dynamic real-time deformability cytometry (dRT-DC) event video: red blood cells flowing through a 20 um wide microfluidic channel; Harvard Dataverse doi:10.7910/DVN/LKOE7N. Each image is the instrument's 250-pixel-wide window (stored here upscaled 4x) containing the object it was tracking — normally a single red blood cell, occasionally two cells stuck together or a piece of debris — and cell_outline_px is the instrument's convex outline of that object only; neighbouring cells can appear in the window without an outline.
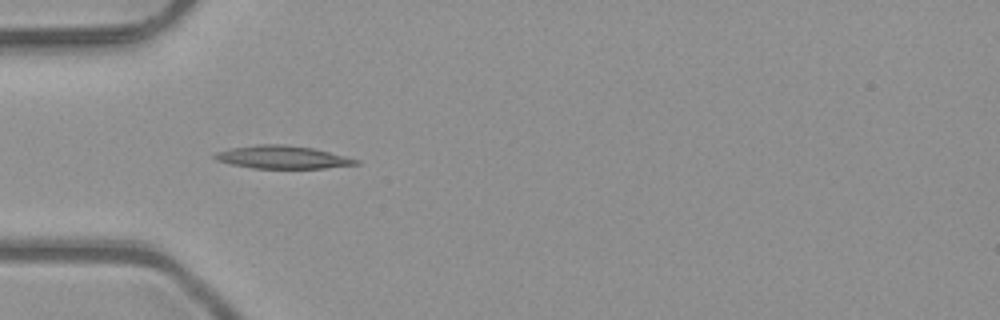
{"species": "common noctule bat (a hibernating species)", "species_latin": "Nyctalus noctula", "temperature_condition": "room temperature", "stored_images_in_passage": 6, "camera_frame_rate_fps": 3000, "um_per_image_px": 0.085, "animal": {"sex": "male", "body_mass_g": 23.1, "forearm_length_mm": 52.7}, "frame": {"image": 1, "passage_image": 5, "time_ms": 1.333, "image_size_px": [1000, 320], "cell_outline_px": [[360, 164], [324, 168], [252, 168], [232, 164], [216, 160], [212, 156], [216, 152], [228, 148], [256, 144], [284, 144], [312, 148], [360, 160]], "centroid_in_image_um": [23.96, 13.35], "position_along_channel_um": 61.0, "area_um2": 18.79}}
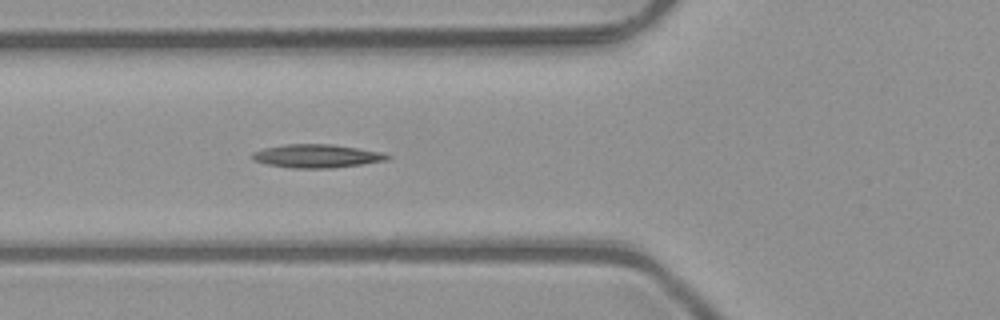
{"frame": {"image": 2, "passage_image": 6, "time_ms": 1.667, "image_size_px": [1000, 320], "cell_outline_px": [[392, 156], [388, 160], [332, 168], [292, 168], [268, 164], [252, 160], [248, 156], [252, 152], [264, 148], [284, 144], [332, 144], [384, 152]], "centroid_in_image_um": [26.9, 13.25], "position_along_channel_um": 98.9, "area_um2": 18.55}}